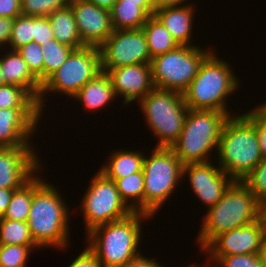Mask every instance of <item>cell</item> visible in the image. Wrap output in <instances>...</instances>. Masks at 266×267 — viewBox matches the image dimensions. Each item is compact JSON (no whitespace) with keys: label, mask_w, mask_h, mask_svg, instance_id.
I'll list each match as a JSON object with an SVG mask.
<instances>
[{"label":"cell","mask_w":266,"mask_h":267,"mask_svg":"<svg viewBox=\"0 0 266 267\" xmlns=\"http://www.w3.org/2000/svg\"><path fill=\"white\" fill-rule=\"evenodd\" d=\"M46 181L37 173L33 176V198L27 224L40 249L52 246L63 251L70 244L71 212L60 190Z\"/></svg>","instance_id":"1"},{"label":"cell","mask_w":266,"mask_h":267,"mask_svg":"<svg viewBox=\"0 0 266 267\" xmlns=\"http://www.w3.org/2000/svg\"><path fill=\"white\" fill-rule=\"evenodd\" d=\"M151 215L133 212L127 217L98 226L86 234L88 247L95 253L102 267H123L141 255L142 222Z\"/></svg>","instance_id":"2"},{"label":"cell","mask_w":266,"mask_h":267,"mask_svg":"<svg viewBox=\"0 0 266 267\" xmlns=\"http://www.w3.org/2000/svg\"><path fill=\"white\" fill-rule=\"evenodd\" d=\"M261 210L262 204L254 194L241 181H234L223 197L206 210L197 235L200 250L219 234L259 220Z\"/></svg>","instance_id":"3"},{"label":"cell","mask_w":266,"mask_h":267,"mask_svg":"<svg viewBox=\"0 0 266 267\" xmlns=\"http://www.w3.org/2000/svg\"><path fill=\"white\" fill-rule=\"evenodd\" d=\"M215 52L214 49L204 59L197 75L182 94L189 109L216 110L230 117L233 115L226 98L239 89L240 81L229 62L220 59Z\"/></svg>","instance_id":"4"},{"label":"cell","mask_w":266,"mask_h":267,"mask_svg":"<svg viewBox=\"0 0 266 267\" xmlns=\"http://www.w3.org/2000/svg\"><path fill=\"white\" fill-rule=\"evenodd\" d=\"M216 156L218 166L234 181L245 178L263 159L254 125L243 113L225 121Z\"/></svg>","instance_id":"5"},{"label":"cell","mask_w":266,"mask_h":267,"mask_svg":"<svg viewBox=\"0 0 266 267\" xmlns=\"http://www.w3.org/2000/svg\"><path fill=\"white\" fill-rule=\"evenodd\" d=\"M228 118L216 110L189 109L181 134L170 148L183 165L210 162Z\"/></svg>","instance_id":"6"},{"label":"cell","mask_w":266,"mask_h":267,"mask_svg":"<svg viewBox=\"0 0 266 267\" xmlns=\"http://www.w3.org/2000/svg\"><path fill=\"white\" fill-rule=\"evenodd\" d=\"M142 171L143 213L154 217L183 180V163L170 147H154L151 155L145 154Z\"/></svg>","instance_id":"7"},{"label":"cell","mask_w":266,"mask_h":267,"mask_svg":"<svg viewBox=\"0 0 266 267\" xmlns=\"http://www.w3.org/2000/svg\"><path fill=\"white\" fill-rule=\"evenodd\" d=\"M137 104L149 129L158 138L156 147H171L181 134L189 110L183 94L155 87Z\"/></svg>","instance_id":"8"},{"label":"cell","mask_w":266,"mask_h":267,"mask_svg":"<svg viewBox=\"0 0 266 267\" xmlns=\"http://www.w3.org/2000/svg\"><path fill=\"white\" fill-rule=\"evenodd\" d=\"M100 51L98 47L85 46L74 49L66 61L42 84L38 106L43 113L46 97L50 92L72 97L82 86L101 72ZM49 93V94H48ZM48 95V96H46Z\"/></svg>","instance_id":"9"},{"label":"cell","mask_w":266,"mask_h":267,"mask_svg":"<svg viewBox=\"0 0 266 267\" xmlns=\"http://www.w3.org/2000/svg\"><path fill=\"white\" fill-rule=\"evenodd\" d=\"M204 49L178 45L152 58L150 65L154 87L183 93L197 75L204 59L214 50L211 47Z\"/></svg>","instance_id":"10"},{"label":"cell","mask_w":266,"mask_h":267,"mask_svg":"<svg viewBox=\"0 0 266 267\" xmlns=\"http://www.w3.org/2000/svg\"><path fill=\"white\" fill-rule=\"evenodd\" d=\"M90 181L80 203L85 234L98 226L123 219L133 213L121 199L113 180L98 170Z\"/></svg>","instance_id":"11"},{"label":"cell","mask_w":266,"mask_h":267,"mask_svg":"<svg viewBox=\"0 0 266 267\" xmlns=\"http://www.w3.org/2000/svg\"><path fill=\"white\" fill-rule=\"evenodd\" d=\"M101 70L151 62L147 39L142 29L114 30L99 47Z\"/></svg>","instance_id":"12"},{"label":"cell","mask_w":266,"mask_h":267,"mask_svg":"<svg viewBox=\"0 0 266 267\" xmlns=\"http://www.w3.org/2000/svg\"><path fill=\"white\" fill-rule=\"evenodd\" d=\"M34 146L0 147V188L20 189L43 166Z\"/></svg>","instance_id":"13"},{"label":"cell","mask_w":266,"mask_h":267,"mask_svg":"<svg viewBox=\"0 0 266 267\" xmlns=\"http://www.w3.org/2000/svg\"><path fill=\"white\" fill-rule=\"evenodd\" d=\"M266 228L262 217L245 226L216 236L202 251L209 256L258 254Z\"/></svg>","instance_id":"14"},{"label":"cell","mask_w":266,"mask_h":267,"mask_svg":"<svg viewBox=\"0 0 266 267\" xmlns=\"http://www.w3.org/2000/svg\"><path fill=\"white\" fill-rule=\"evenodd\" d=\"M185 176L189 177L188 183L195 197L200 199L206 208L215 205L234 182L213 162L183 165V181Z\"/></svg>","instance_id":"15"},{"label":"cell","mask_w":266,"mask_h":267,"mask_svg":"<svg viewBox=\"0 0 266 267\" xmlns=\"http://www.w3.org/2000/svg\"><path fill=\"white\" fill-rule=\"evenodd\" d=\"M42 114L39 108L0 109V147L34 146L30 139Z\"/></svg>","instance_id":"16"},{"label":"cell","mask_w":266,"mask_h":267,"mask_svg":"<svg viewBox=\"0 0 266 267\" xmlns=\"http://www.w3.org/2000/svg\"><path fill=\"white\" fill-rule=\"evenodd\" d=\"M69 5L82 43L99 48L114 31L110 11L88 0H70Z\"/></svg>","instance_id":"17"},{"label":"cell","mask_w":266,"mask_h":267,"mask_svg":"<svg viewBox=\"0 0 266 267\" xmlns=\"http://www.w3.org/2000/svg\"><path fill=\"white\" fill-rule=\"evenodd\" d=\"M106 72L111 80L116 97H123L124 106L139 102L155 87L152 81L151 65L134 64L122 66Z\"/></svg>","instance_id":"18"},{"label":"cell","mask_w":266,"mask_h":267,"mask_svg":"<svg viewBox=\"0 0 266 267\" xmlns=\"http://www.w3.org/2000/svg\"><path fill=\"white\" fill-rule=\"evenodd\" d=\"M194 8L193 4L163 7L155 10L154 16L169 31L178 45L198 46L191 42L196 13Z\"/></svg>","instance_id":"19"},{"label":"cell","mask_w":266,"mask_h":267,"mask_svg":"<svg viewBox=\"0 0 266 267\" xmlns=\"http://www.w3.org/2000/svg\"><path fill=\"white\" fill-rule=\"evenodd\" d=\"M0 54L2 76L6 84H14L26 89L37 101L41 91V84L28 69L27 63L17 50L3 51Z\"/></svg>","instance_id":"20"},{"label":"cell","mask_w":266,"mask_h":267,"mask_svg":"<svg viewBox=\"0 0 266 267\" xmlns=\"http://www.w3.org/2000/svg\"><path fill=\"white\" fill-rule=\"evenodd\" d=\"M116 95L108 74L101 71L93 79L86 82L73 96L74 100L82 103L84 110L91 112L101 110L115 100Z\"/></svg>","instance_id":"21"},{"label":"cell","mask_w":266,"mask_h":267,"mask_svg":"<svg viewBox=\"0 0 266 267\" xmlns=\"http://www.w3.org/2000/svg\"><path fill=\"white\" fill-rule=\"evenodd\" d=\"M145 153L139 150L115 149L109 155L106 164L98 169L108 179H119L142 171Z\"/></svg>","instance_id":"22"},{"label":"cell","mask_w":266,"mask_h":267,"mask_svg":"<svg viewBox=\"0 0 266 267\" xmlns=\"http://www.w3.org/2000/svg\"><path fill=\"white\" fill-rule=\"evenodd\" d=\"M47 17L54 33V39L74 49L85 47L80 39L74 13L70 5L55 10Z\"/></svg>","instance_id":"23"},{"label":"cell","mask_w":266,"mask_h":267,"mask_svg":"<svg viewBox=\"0 0 266 267\" xmlns=\"http://www.w3.org/2000/svg\"><path fill=\"white\" fill-rule=\"evenodd\" d=\"M114 30H136L151 17L138 3H115L110 10Z\"/></svg>","instance_id":"24"},{"label":"cell","mask_w":266,"mask_h":267,"mask_svg":"<svg viewBox=\"0 0 266 267\" xmlns=\"http://www.w3.org/2000/svg\"><path fill=\"white\" fill-rule=\"evenodd\" d=\"M147 39L148 50L151 59L169 52L178 46L169 31L155 16H151L142 26Z\"/></svg>","instance_id":"25"},{"label":"cell","mask_w":266,"mask_h":267,"mask_svg":"<svg viewBox=\"0 0 266 267\" xmlns=\"http://www.w3.org/2000/svg\"><path fill=\"white\" fill-rule=\"evenodd\" d=\"M115 182L121 199L133 212L143 213L144 174L143 171L123 178L111 179Z\"/></svg>","instance_id":"26"},{"label":"cell","mask_w":266,"mask_h":267,"mask_svg":"<svg viewBox=\"0 0 266 267\" xmlns=\"http://www.w3.org/2000/svg\"><path fill=\"white\" fill-rule=\"evenodd\" d=\"M0 244L30 246L40 249L31 237L27 222L0 218Z\"/></svg>","instance_id":"27"},{"label":"cell","mask_w":266,"mask_h":267,"mask_svg":"<svg viewBox=\"0 0 266 267\" xmlns=\"http://www.w3.org/2000/svg\"><path fill=\"white\" fill-rule=\"evenodd\" d=\"M33 198V177L13 192L9 205L0 218L27 222Z\"/></svg>","instance_id":"28"},{"label":"cell","mask_w":266,"mask_h":267,"mask_svg":"<svg viewBox=\"0 0 266 267\" xmlns=\"http://www.w3.org/2000/svg\"><path fill=\"white\" fill-rule=\"evenodd\" d=\"M43 57V82L66 61L74 48L58 42L56 39H49V42L42 43Z\"/></svg>","instance_id":"29"},{"label":"cell","mask_w":266,"mask_h":267,"mask_svg":"<svg viewBox=\"0 0 266 267\" xmlns=\"http://www.w3.org/2000/svg\"><path fill=\"white\" fill-rule=\"evenodd\" d=\"M39 108L37 100L24 88L14 84L0 87V109Z\"/></svg>","instance_id":"30"},{"label":"cell","mask_w":266,"mask_h":267,"mask_svg":"<svg viewBox=\"0 0 266 267\" xmlns=\"http://www.w3.org/2000/svg\"><path fill=\"white\" fill-rule=\"evenodd\" d=\"M34 17L20 15L14 18L11 36L7 48L17 50L23 45L33 42Z\"/></svg>","instance_id":"31"},{"label":"cell","mask_w":266,"mask_h":267,"mask_svg":"<svg viewBox=\"0 0 266 267\" xmlns=\"http://www.w3.org/2000/svg\"><path fill=\"white\" fill-rule=\"evenodd\" d=\"M70 0H21V15L47 17L57 9L65 8Z\"/></svg>","instance_id":"32"},{"label":"cell","mask_w":266,"mask_h":267,"mask_svg":"<svg viewBox=\"0 0 266 267\" xmlns=\"http://www.w3.org/2000/svg\"><path fill=\"white\" fill-rule=\"evenodd\" d=\"M241 182L263 204L266 201V157Z\"/></svg>","instance_id":"33"},{"label":"cell","mask_w":266,"mask_h":267,"mask_svg":"<svg viewBox=\"0 0 266 267\" xmlns=\"http://www.w3.org/2000/svg\"><path fill=\"white\" fill-rule=\"evenodd\" d=\"M30 246L0 244V267H26Z\"/></svg>","instance_id":"34"},{"label":"cell","mask_w":266,"mask_h":267,"mask_svg":"<svg viewBox=\"0 0 266 267\" xmlns=\"http://www.w3.org/2000/svg\"><path fill=\"white\" fill-rule=\"evenodd\" d=\"M22 59L27 63L28 69L43 83V57L42 47L38 43L31 42L17 49Z\"/></svg>","instance_id":"35"},{"label":"cell","mask_w":266,"mask_h":267,"mask_svg":"<svg viewBox=\"0 0 266 267\" xmlns=\"http://www.w3.org/2000/svg\"><path fill=\"white\" fill-rule=\"evenodd\" d=\"M213 267H263L258 254L228 255V256H208ZM218 265V266H216ZM210 267L209 265H206Z\"/></svg>","instance_id":"36"},{"label":"cell","mask_w":266,"mask_h":267,"mask_svg":"<svg viewBox=\"0 0 266 267\" xmlns=\"http://www.w3.org/2000/svg\"><path fill=\"white\" fill-rule=\"evenodd\" d=\"M243 115L254 125L263 158L266 157V112L258 105Z\"/></svg>","instance_id":"37"},{"label":"cell","mask_w":266,"mask_h":267,"mask_svg":"<svg viewBox=\"0 0 266 267\" xmlns=\"http://www.w3.org/2000/svg\"><path fill=\"white\" fill-rule=\"evenodd\" d=\"M53 38L54 33L48 17H34L33 42L41 45L44 42H49V39Z\"/></svg>","instance_id":"38"},{"label":"cell","mask_w":266,"mask_h":267,"mask_svg":"<svg viewBox=\"0 0 266 267\" xmlns=\"http://www.w3.org/2000/svg\"><path fill=\"white\" fill-rule=\"evenodd\" d=\"M68 267H102L95 253L86 246Z\"/></svg>","instance_id":"39"},{"label":"cell","mask_w":266,"mask_h":267,"mask_svg":"<svg viewBox=\"0 0 266 267\" xmlns=\"http://www.w3.org/2000/svg\"><path fill=\"white\" fill-rule=\"evenodd\" d=\"M21 15V0H0V17L16 18Z\"/></svg>","instance_id":"40"},{"label":"cell","mask_w":266,"mask_h":267,"mask_svg":"<svg viewBox=\"0 0 266 267\" xmlns=\"http://www.w3.org/2000/svg\"><path fill=\"white\" fill-rule=\"evenodd\" d=\"M14 19L0 17V47L7 48ZM1 50V49H0Z\"/></svg>","instance_id":"41"},{"label":"cell","mask_w":266,"mask_h":267,"mask_svg":"<svg viewBox=\"0 0 266 267\" xmlns=\"http://www.w3.org/2000/svg\"><path fill=\"white\" fill-rule=\"evenodd\" d=\"M156 258L157 257L147 258L145 255L141 254L135 259L129 261L123 267H164V265H161Z\"/></svg>","instance_id":"42"},{"label":"cell","mask_w":266,"mask_h":267,"mask_svg":"<svg viewBox=\"0 0 266 267\" xmlns=\"http://www.w3.org/2000/svg\"><path fill=\"white\" fill-rule=\"evenodd\" d=\"M15 190L17 189L0 188V217L4 215Z\"/></svg>","instance_id":"43"},{"label":"cell","mask_w":266,"mask_h":267,"mask_svg":"<svg viewBox=\"0 0 266 267\" xmlns=\"http://www.w3.org/2000/svg\"><path fill=\"white\" fill-rule=\"evenodd\" d=\"M190 0H152L154 10L163 8V7H173V6H185L189 5Z\"/></svg>","instance_id":"44"},{"label":"cell","mask_w":266,"mask_h":267,"mask_svg":"<svg viewBox=\"0 0 266 267\" xmlns=\"http://www.w3.org/2000/svg\"><path fill=\"white\" fill-rule=\"evenodd\" d=\"M116 3H138L150 16H154L155 10L152 0H118Z\"/></svg>","instance_id":"45"},{"label":"cell","mask_w":266,"mask_h":267,"mask_svg":"<svg viewBox=\"0 0 266 267\" xmlns=\"http://www.w3.org/2000/svg\"><path fill=\"white\" fill-rule=\"evenodd\" d=\"M90 3H93L97 5L100 8H104L107 10H111L113 5L118 1V0H88Z\"/></svg>","instance_id":"46"},{"label":"cell","mask_w":266,"mask_h":267,"mask_svg":"<svg viewBox=\"0 0 266 267\" xmlns=\"http://www.w3.org/2000/svg\"><path fill=\"white\" fill-rule=\"evenodd\" d=\"M261 265L266 267V235L262 241L261 248L259 249L258 253Z\"/></svg>","instance_id":"47"},{"label":"cell","mask_w":266,"mask_h":267,"mask_svg":"<svg viewBox=\"0 0 266 267\" xmlns=\"http://www.w3.org/2000/svg\"><path fill=\"white\" fill-rule=\"evenodd\" d=\"M261 217L264 221L265 228H266V201L262 204Z\"/></svg>","instance_id":"48"},{"label":"cell","mask_w":266,"mask_h":267,"mask_svg":"<svg viewBox=\"0 0 266 267\" xmlns=\"http://www.w3.org/2000/svg\"><path fill=\"white\" fill-rule=\"evenodd\" d=\"M6 85L4 77L2 76L1 72V65H0V87Z\"/></svg>","instance_id":"49"},{"label":"cell","mask_w":266,"mask_h":267,"mask_svg":"<svg viewBox=\"0 0 266 267\" xmlns=\"http://www.w3.org/2000/svg\"><path fill=\"white\" fill-rule=\"evenodd\" d=\"M265 102L263 104L260 103L258 105L266 112V103Z\"/></svg>","instance_id":"50"},{"label":"cell","mask_w":266,"mask_h":267,"mask_svg":"<svg viewBox=\"0 0 266 267\" xmlns=\"http://www.w3.org/2000/svg\"><path fill=\"white\" fill-rule=\"evenodd\" d=\"M189 267H198V266L196 264H194V265H191V266L189 265Z\"/></svg>","instance_id":"51"}]
</instances>
